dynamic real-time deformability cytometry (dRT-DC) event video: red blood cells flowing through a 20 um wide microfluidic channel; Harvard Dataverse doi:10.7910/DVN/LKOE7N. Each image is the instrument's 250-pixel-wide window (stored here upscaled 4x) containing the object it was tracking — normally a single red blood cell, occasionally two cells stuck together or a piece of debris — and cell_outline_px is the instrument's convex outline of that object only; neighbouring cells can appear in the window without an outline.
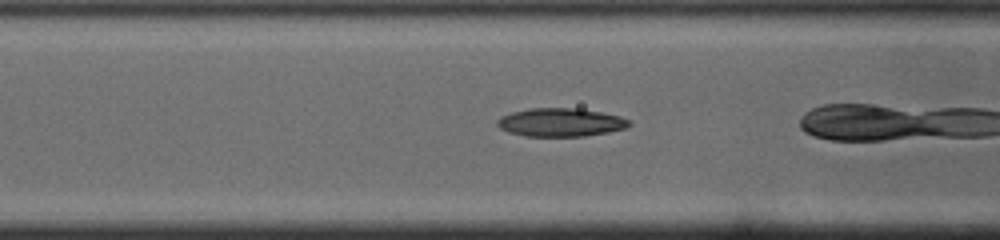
{"species": "common noctule bat (a hibernating species)", "species_latin": "Nyctalus noctula", "temperature_condition": "cold", "stored_images_in_passage": 27, "camera_frame_rate_fps": 3000, "um_per_image_px": 0.085, "animal": {"sex": "male", "body_mass_g": 19.0, "forearm_length_mm": 50.8}, "frame": {"image": 1, "passage_image": 12, "time_ms": 3.667, "image_size_px": [1000, 240], "cell_outline_px": [[632, 124], [628, 128], [608, 132], [584, 136], [524, 136], [508, 132], [500, 128], [496, 124], [496, 120], [500, 116], [512, 112], [528, 108], [580, 108], [620, 116], [628, 120]], "centroid_in_image_um": [47.64, 10.4], "position_along_channel_um": 119.0, "area_um2": 21.96}}
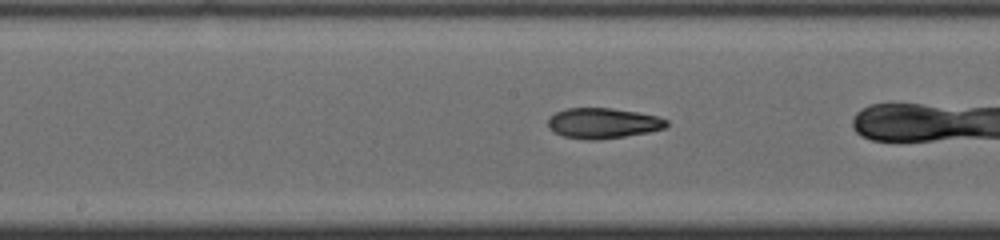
{"frame": {"image": 2, "passage_image": 18, "time_ms": 5.667, "image_size_px": [1000, 240], "cell_outline_px": [[668, 124], [664, 128], [648, 132], [600, 140], [588, 140], [564, 136], [552, 132], [548, 128], [548, 116], [564, 108], [612, 108], [636, 112], [656, 116], [668, 120]], "centroid_in_image_um": [51.2, 10.47], "position_along_channel_um": 197.0, "area_um2": 21.1}}
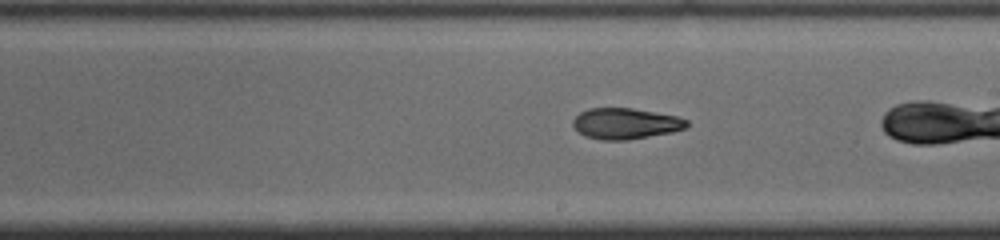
{"frame": {"image": 3, "passage_image": 21, "time_ms": 6.667, "image_size_px": [1000, 240], "cell_outline_px": [[688, 128], [672, 132], [628, 140], [600, 140], [584, 136], [572, 124], [572, 120], [580, 112], [588, 108], [632, 108], [676, 116], [688, 120]], "centroid_in_image_um": [53.17, 10.5], "position_along_channel_um": 235.8, "area_um2": 20.58}}